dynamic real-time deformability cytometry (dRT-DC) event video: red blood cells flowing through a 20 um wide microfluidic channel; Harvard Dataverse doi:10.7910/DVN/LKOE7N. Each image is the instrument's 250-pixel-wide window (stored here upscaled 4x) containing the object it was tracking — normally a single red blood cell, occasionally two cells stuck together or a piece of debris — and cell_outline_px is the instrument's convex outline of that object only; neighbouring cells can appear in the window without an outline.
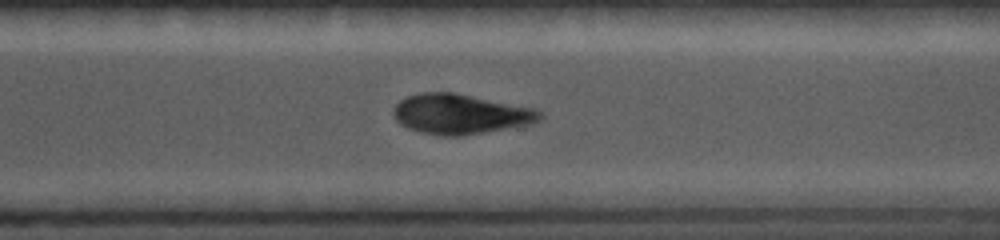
{"species": "common noctule bat (a hibernating species)", "species_latin": "Nyctalus noctula", "temperature_condition": "cold", "stored_images_in_passage": 46, "camera_frame_rate_fps": 5000, "um_per_image_px": 0.085, "animal": {"sex": "female", "body_mass_g": 19.0, "forearm_length_mm": 56.7}, "frame": {"image": 1, "passage_image": 31, "time_ms": 6.6, "image_size_px": [1000, 240], "cell_outline_px": [[544, 116], [540, 120], [532, 124], [460, 136], [444, 136], [424, 132], [408, 128], [400, 124], [396, 120], [392, 112], [396, 104], [400, 100], [408, 96], [420, 92], [452, 92], [536, 108], [544, 112]], "centroid_in_image_um": [39.17, 9.69], "position_along_channel_um": 331.4, "area_um2": 34.16}}
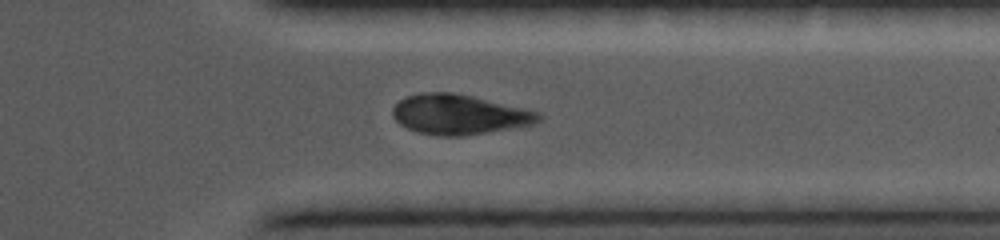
{"frame": {"image": 2, "passage_image": 36, "time_ms": 7.6, "image_size_px": [1000, 240], "cell_outline_px": [[544, 120], [532, 124], [488, 132], [460, 136], [440, 136], [420, 132], [408, 128], [400, 124], [392, 116], [392, 108], [400, 100], [408, 96], [420, 92], [452, 92], [472, 96], [524, 108], [540, 112], [544, 116]], "centroid_in_image_um": [39.05, 9.72], "position_along_channel_um": 372.4, "area_um2": 33.87}}
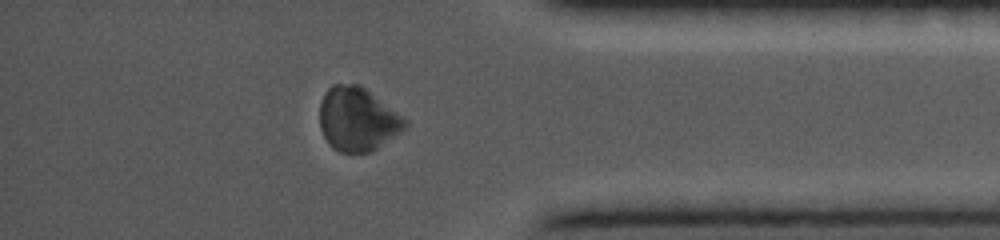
{"frame": {"image": 3, "passage_image": 41, "time_ms": 8.6, "image_size_px": [1000, 240], "cell_outline_px": [[408, 124], [400, 132], [376, 148], [368, 152], [340, 152], [332, 148], [328, 144], [320, 128], [320, 100], [324, 92], [332, 84], [360, 84], [408, 120]], "centroid_in_image_um": [30.36, 10.11], "position_along_channel_um": 404.8, "area_um2": 31.62}}